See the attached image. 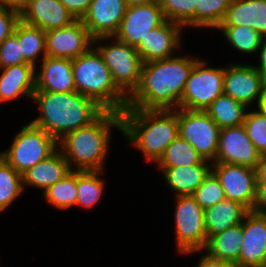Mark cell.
<instances>
[{
	"label": "cell",
	"mask_w": 266,
	"mask_h": 267,
	"mask_svg": "<svg viewBox=\"0 0 266 267\" xmlns=\"http://www.w3.org/2000/svg\"><path fill=\"white\" fill-rule=\"evenodd\" d=\"M178 109L179 136L188 141L204 160L214 162L219 147V126L205 111Z\"/></svg>",
	"instance_id": "cell-10"
},
{
	"label": "cell",
	"mask_w": 266,
	"mask_h": 267,
	"mask_svg": "<svg viewBox=\"0 0 266 267\" xmlns=\"http://www.w3.org/2000/svg\"><path fill=\"white\" fill-rule=\"evenodd\" d=\"M36 75V89L55 93L76 91L72 59L43 57Z\"/></svg>",
	"instance_id": "cell-20"
},
{
	"label": "cell",
	"mask_w": 266,
	"mask_h": 267,
	"mask_svg": "<svg viewBox=\"0 0 266 267\" xmlns=\"http://www.w3.org/2000/svg\"><path fill=\"white\" fill-rule=\"evenodd\" d=\"M46 56L74 59L87 52L94 39L81 20L45 32Z\"/></svg>",
	"instance_id": "cell-14"
},
{
	"label": "cell",
	"mask_w": 266,
	"mask_h": 267,
	"mask_svg": "<svg viewBox=\"0 0 266 267\" xmlns=\"http://www.w3.org/2000/svg\"><path fill=\"white\" fill-rule=\"evenodd\" d=\"M124 0H92L82 23L93 39L114 37L126 12Z\"/></svg>",
	"instance_id": "cell-17"
},
{
	"label": "cell",
	"mask_w": 266,
	"mask_h": 267,
	"mask_svg": "<svg viewBox=\"0 0 266 267\" xmlns=\"http://www.w3.org/2000/svg\"><path fill=\"white\" fill-rule=\"evenodd\" d=\"M0 76V103L21 95L32 98L36 89V69L31 64L2 68Z\"/></svg>",
	"instance_id": "cell-21"
},
{
	"label": "cell",
	"mask_w": 266,
	"mask_h": 267,
	"mask_svg": "<svg viewBox=\"0 0 266 267\" xmlns=\"http://www.w3.org/2000/svg\"><path fill=\"white\" fill-rule=\"evenodd\" d=\"M49 204L60 209H67L77 202V171L72 170L63 179L43 191Z\"/></svg>",
	"instance_id": "cell-30"
},
{
	"label": "cell",
	"mask_w": 266,
	"mask_h": 267,
	"mask_svg": "<svg viewBox=\"0 0 266 267\" xmlns=\"http://www.w3.org/2000/svg\"><path fill=\"white\" fill-rule=\"evenodd\" d=\"M261 156L243 125L220 130L219 147L214 163L237 164L255 169Z\"/></svg>",
	"instance_id": "cell-15"
},
{
	"label": "cell",
	"mask_w": 266,
	"mask_h": 267,
	"mask_svg": "<svg viewBox=\"0 0 266 267\" xmlns=\"http://www.w3.org/2000/svg\"><path fill=\"white\" fill-rule=\"evenodd\" d=\"M75 18L82 20L87 13L92 0H59Z\"/></svg>",
	"instance_id": "cell-40"
},
{
	"label": "cell",
	"mask_w": 266,
	"mask_h": 267,
	"mask_svg": "<svg viewBox=\"0 0 266 267\" xmlns=\"http://www.w3.org/2000/svg\"><path fill=\"white\" fill-rule=\"evenodd\" d=\"M203 60H196L182 93L179 108L205 111L223 94L225 68L205 67Z\"/></svg>",
	"instance_id": "cell-7"
},
{
	"label": "cell",
	"mask_w": 266,
	"mask_h": 267,
	"mask_svg": "<svg viewBox=\"0 0 266 267\" xmlns=\"http://www.w3.org/2000/svg\"><path fill=\"white\" fill-rule=\"evenodd\" d=\"M220 25H245L266 36V0H232Z\"/></svg>",
	"instance_id": "cell-23"
},
{
	"label": "cell",
	"mask_w": 266,
	"mask_h": 267,
	"mask_svg": "<svg viewBox=\"0 0 266 267\" xmlns=\"http://www.w3.org/2000/svg\"><path fill=\"white\" fill-rule=\"evenodd\" d=\"M121 117V133L144 153L148 161L158 162L167 146L179 135L178 109L126 108Z\"/></svg>",
	"instance_id": "cell-3"
},
{
	"label": "cell",
	"mask_w": 266,
	"mask_h": 267,
	"mask_svg": "<svg viewBox=\"0 0 266 267\" xmlns=\"http://www.w3.org/2000/svg\"><path fill=\"white\" fill-rule=\"evenodd\" d=\"M58 151L22 174L23 188L24 185H32L45 191L72 171L68 161Z\"/></svg>",
	"instance_id": "cell-22"
},
{
	"label": "cell",
	"mask_w": 266,
	"mask_h": 267,
	"mask_svg": "<svg viewBox=\"0 0 266 267\" xmlns=\"http://www.w3.org/2000/svg\"><path fill=\"white\" fill-rule=\"evenodd\" d=\"M107 65L116 86L129 97L138 87L143 61L135 47L116 38L113 45L96 48Z\"/></svg>",
	"instance_id": "cell-9"
},
{
	"label": "cell",
	"mask_w": 266,
	"mask_h": 267,
	"mask_svg": "<svg viewBox=\"0 0 266 267\" xmlns=\"http://www.w3.org/2000/svg\"><path fill=\"white\" fill-rule=\"evenodd\" d=\"M266 91V79L255 66L232 64L225 68L223 94L251 105L258 98V108Z\"/></svg>",
	"instance_id": "cell-13"
},
{
	"label": "cell",
	"mask_w": 266,
	"mask_h": 267,
	"mask_svg": "<svg viewBox=\"0 0 266 267\" xmlns=\"http://www.w3.org/2000/svg\"><path fill=\"white\" fill-rule=\"evenodd\" d=\"M246 134L261 155H266V115L258 108L247 112L244 124Z\"/></svg>",
	"instance_id": "cell-36"
},
{
	"label": "cell",
	"mask_w": 266,
	"mask_h": 267,
	"mask_svg": "<svg viewBox=\"0 0 266 267\" xmlns=\"http://www.w3.org/2000/svg\"><path fill=\"white\" fill-rule=\"evenodd\" d=\"M27 2L28 0H0V6L20 12L26 6Z\"/></svg>",
	"instance_id": "cell-45"
},
{
	"label": "cell",
	"mask_w": 266,
	"mask_h": 267,
	"mask_svg": "<svg viewBox=\"0 0 266 267\" xmlns=\"http://www.w3.org/2000/svg\"><path fill=\"white\" fill-rule=\"evenodd\" d=\"M205 160L201 164L178 166V167H158L163 172L166 182L170 188L178 194L176 196L193 195L197 187L211 172L212 165Z\"/></svg>",
	"instance_id": "cell-24"
},
{
	"label": "cell",
	"mask_w": 266,
	"mask_h": 267,
	"mask_svg": "<svg viewBox=\"0 0 266 267\" xmlns=\"http://www.w3.org/2000/svg\"><path fill=\"white\" fill-rule=\"evenodd\" d=\"M111 126L122 131L121 113L104 111L90 125L69 132L57 141L71 170L102 171L104 169ZM72 163L76 165L75 169L72 168Z\"/></svg>",
	"instance_id": "cell-4"
},
{
	"label": "cell",
	"mask_w": 266,
	"mask_h": 267,
	"mask_svg": "<svg viewBox=\"0 0 266 267\" xmlns=\"http://www.w3.org/2000/svg\"><path fill=\"white\" fill-rule=\"evenodd\" d=\"M19 20V11L0 6V44L14 32Z\"/></svg>",
	"instance_id": "cell-39"
},
{
	"label": "cell",
	"mask_w": 266,
	"mask_h": 267,
	"mask_svg": "<svg viewBox=\"0 0 266 267\" xmlns=\"http://www.w3.org/2000/svg\"><path fill=\"white\" fill-rule=\"evenodd\" d=\"M127 7L133 6V5H140V4H146L152 1L156 0H124Z\"/></svg>",
	"instance_id": "cell-46"
},
{
	"label": "cell",
	"mask_w": 266,
	"mask_h": 267,
	"mask_svg": "<svg viewBox=\"0 0 266 267\" xmlns=\"http://www.w3.org/2000/svg\"><path fill=\"white\" fill-rule=\"evenodd\" d=\"M193 58L177 57L143 63L138 87L128 97L126 108L165 110L179 108Z\"/></svg>",
	"instance_id": "cell-1"
},
{
	"label": "cell",
	"mask_w": 266,
	"mask_h": 267,
	"mask_svg": "<svg viewBox=\"0 0 266 267\" xmlns=\"http://www.w3.org/2000/svg\"><path fill=\"white\" fill-rule=\"evenodd\" d=\"M238 267H266V214H246Z\"/></svg>",
	"instance_id": "cell-16"
},
{
	"label": "cell",
	"mask_w": 266,
	"mask_h": 267,
	"mask_svg": "<svg viewBox=\"0 0 266 267\" xmlns=\"http://www.w3.org/2000/svg\"><path fill=\"white\" fill-rule=\"evenodd\" d=\"M197 267H234L218 259L210 257L207 253L201 258Z\"/></svg>",
	"instance_id": "cell-42"
},
{
	"label": "cell",
	"mask_w": 266,
	"mask_h": 267,
	"mask_svg": "<svg viewBox=\"0 0 266 267\" xmlns=\"http://www.w3.org/2000/svg\"><path fill=\"white\" fill-rule=\"evenodd\" d=\"M205 160L195 148L179 135L167 146L157 162L158 167H178L201 164Z\"/></svg>",
	"instance_id": "cell-29"
},
{
	"label": "cell",
	"mask_w": 266,
	"mask_h": 267,
	"mask_svg": "<svg viewBox=\"0 0 266 267\" xmlns=\"http://www.w3.org/2000/svg\"><path fill=\"white\" fill-rule=\"evenodd\" d=\"M175 211L176 244L179 253L200 252L207 244L204 210L192 195L177 196Z\"/></svg>",
	"instance_id": "cell-8"
},
{
	"label": "cell",
	"mask_w": 266,
	"mask_h": 267,
	"mask_svg": "<svg viewBox=\"0 0 266 267\" xmlns=\"http://www.w3.org/2000/svg\"><path fill=\"white\" fill-rule=\"evenodd\" d=\"M266 184H257L256 199L252 211L266 214Z\"/></svg>",
	"instance_id": "cell-41"
},
{
	"label": "cell",
	"mask_w": 266,
	"mask_h": 267,
	"mask_svg": "<svg viewBox=\"0 0 266 267\" xmlns=\"http://www.w3.org/2000/svg\"><path fill=\"white\" fill-rule=\"evenodd\" d=\"M259 109L266 115V91L262 98L261 104L259 106Z\"/></svg>",
	"instance_id": "cell-47"
},
{
	"label": "cell",
	"mask_w": 266,
	"mask_h": 267,
	"mask_svg": "<svg viewBox=\"0 0 266 267\" xmlns=\"http://www.w3.org/2000/svg\"><path fill=\"white\" fill-rule=\"evenodd\" d=\"M13 33L18 37L21 54L28 64L35 67V59L42 51L46 57L45 31L20 19Z\"/></svg>",
	"instance_id": "cell-28"
},
{
	"label": "cell",
	"mask_w": 266,
	"mask_h": 267,
	"mask_svg": "<svg viewBox=\"0 0 266 267\" xmlns=\"http://www.w3.org/2000/svg\"><path fill=\"white\" fill-rule=\"evenodd\" d=\"M166 20L195 27L196 0H158Z\"/></svg>",
	"instance_id": "cell-35"
},
{
	"label": "cell",
	"mask_w": 266,
	"mask_h": 267,
	"mask_svg": "<svg viewBox=\"0 0 266 267\" xmlns=\"http://www.w3.org/2000/svg\"><path fill=\"white\" fill-rule=\"evenodd\" d=\"M92 48L72 59L76 92L93 99L105 111L122 113L128 97L114 83L101 54Z\"/></svg>",
	"instance_id": "cell-5"
},
{
	"label": "cell",
	"mask_w": 266,
	"mask_h": 267,
	"mask_svg": "<svg viewBox=\"0 0 266 267\" xmlns=\"http://www.w3.org/2000/svg\"><path fill=\"white\" fill-rule=\"evenodd\" d=\"M165 20L158 0L146 4L129 6L126 8L125 15L116 35L114 37L96 38L93 43L100 42L102 39L104 41L108 38H117L132 47H136L148 32L160 26Z\"/></svg>",
	"instance_id": "cell-11"
},
{
	"label": "cell",
	"mask_w": 266,
	"mask_h": 267,
	"mask_svg": "<svg viewBox=\"0 0 266 267\" xmlns=\"http://www.w3.org/2000/svg\"><path fill=\"white\" fill-rule=\"evenodd\" d=\"M243 240V223L236 224L212 236L204 248L207 254L234 267H238V259Z\"/></svg>",
	"instance_id": "cell-26"
},
{
	"label": "cell",
	"mask_w": 266,
	"mask_h": 267,
	"mask_svg": "<svg viewBox=\"0 0 266 267\" xmlns=\"http://www.w3.org/2000/svg\"><path fill=\"white\" fill-rule=\"evenodd\" d=\"M232 0H196L195 27L218 28Z\"/></svg>",
	"instance_id": "cell-32"
},
{
	"label": "cell",
	"mask_w": 266,
	"mask_h": 267,
	"mask_svg": "<svg viewBox=\"0 0 266 267\" xmlns=\"http://www.w3.org/2000/svg\"><path fill=\"white\" fill-rule=\"evenodd\" d=\"M57 141L43 129L29 122L16 134L11 147L3 152L4 160L19 174L53 154Z\"/></svg>",
	"instance_id": "cell-6"
},
{
	"label": "cell",
	"mask_w": 266,
	"mask_h": 267,
	"mask_svg": "<svg viewBox=\"0 0 266 267\" xmlns=\"http://www.w3.org/2000/svg\"><path fill=\"white\" fill-rule=\"evenodd\" d=\"M192 196L203 210L226 199L223 187L212 172L197 187Z\"/></svg>",
	"instance_id": "cell-37"
},
{
	"label": "cell",
	"mask_w": 266,
	"mask_h": 267,
	"mask_svg": "<svg viewBox=\"0 0 266 267\" xmlns=\"http://www.w3.org/2000/svg\"><path fill=\"white\" fill-rule=\"evenodd\" d=\"M4 161V155L3 152H0V164Z\"/></svg>",
	"instance_id": "cell-48"
},
{
	"label": "cell",
	"mask_w": 266,
	"mask_h": 267,
	"mask_svg": "<svg viewBox=\"0 0 266 267\" xmlns=\"http://www.w3.org/2000/svg\"><path fill=\"white\" fill-rule=\"evenodd\" d=\"M259 50L261 51L260 64L257 67L255 66V68L266 79V36L262 37Z\"/></svg>",
	"instance_id": "cell-43"
},
{
	"label": "cell",
	"mask_w": 266,
	"mask_h": 267,
	"mask_svg": "<svg viewBox=\"0 0 266 267\" xmlns=\"http://www.w3.org/2000/svg\"><path fill=\"white\" fill-rule=\"evenodd\" d=\"M182 25L165 20L153 28L135 47L143 63L172 57L173 50L180 47ZM181 29V30H180Z\"/></svg>",
	"instance_id": "cell-18"
},
{
	"label": "cell",
	"mask_w": 266,
	"mask_h": 267,
	"mask_svg": "<svg viewBox=\"0 0 266 267\" xmlns=\"http://www.w3.org/2000/svg\"><path fill=\"white\" fill-rule=\"evenodd\" d=\"M217 29L222 30L226 40L243 53H256L262 40V35L253 28L245 25H220Z\"/></svg>",
	"instance_id": "cell-33"
},
{
	"label": "cell",
	"mask_w": 266,
	"mask_h": 267,
	"mask_svg": "<svg viewBox=\"0 0 266 267\" xmlns=\"http://www.w3.org/2000/svg\"><path fill=\"white\" fill-rule=\"evenodd\" d=\"M20 19L45 32L64 28L75 21L59 0H28L20 11Z\"/></svg>",
	"instance_id": "cell-19"
},
{
	"label": "cell",
	"mask_w": 266,
	"mask_h": 267,
	"mask_svg": "<svg viewBox=\"0 0 266 267\" xmlns=\"http://www.w3.org/2000/svg\"><path fill=\"white\" fill-rule=\"evenodd\" d=\"M18 37L12 33L0 44V68L28 64L21 54Z\"/></svg>",
	"instance_id": "cell-38"
},
{
	"label": "cell",
	"mask_w": 266,
	"mask_h": 267,
	"mask_svg": "<svg viewBox=\"0 0 266 267\" xmlns=\"http://www.w3.org/2000/svg\"><path fill=\"white\" fill-rule=\"evenodd\" d=\"M101 171H77V202L80 207L90 208L97 204L104 190Z\"/></svg>",
	"instance_id": "cell-31"
},
{
	"label": "cell",
	"mask_w": 266,
	"mask_h": 267,
	"mask_svg": "<svg viewBox=\"0 0 266 267\" xmlns=\"http://www.w3.org/2000/svg\"><path fill=\"white\" fill-rule=\"evenodd\" d=\"M32 100L38 103L41 115L30 123L56 141L69 132L90 125L105 111L93 99L76 91L55 93L35 90Z\"/></svg>",
	"instance_id": "cell-2"
},
{
	"label": "cell",
	"mask_w": 266,
	"mask_h": 267,
	"mask_svg": "<svg viewBox=\"0 0 266 267\" xmlns=\"http://www.w3.org/2000/svg\"><path fill=\"white\" fill-rule=\"evenodd\" d=\"M257 184H266V155H262L256 168Z\"/></svg>",
	"instance_id": "cell-44"
},
{
	"label": "cell",
	"mask_w": 266,
	"mask_h": 267,
	"mask_svg": "<svg viewBox=\"0 0 266 267\" xmlns=\"http://www.w3.org/2000/svg\"><path fill=\"white\" fill-rule=\"evenodd\" d=\"M211 172L224 189L225 198L244 205L252 210L257 190L254 168L229 163H213Z\"/></svg>",
	"instance_id": "cell-12"
},
{
	"label": "cell",
	"mask_w": 266,
	"mask_h": 267,
	"mask_svg": "<svg viewBox=\"0 0 266 267\" xmlns=\"http://www.w3.org/2000/svg\"><path fill=\"white\" fill-rule=\"evenodd\" d=\"M249 210L242 204L225 199L204 210L207 241L225 229L242 223Z\"/></svg>",
	"instance_id": "cell-25"
},
{
	"label": "cell",
	"mask_w": 266,
	"mask_h": 267,
	"mask_svg": "<svg viewBox=\"0 0 266 267\" xmlns=\"http://www.w3.org/2000/svg\"><path fill=\"white\" fill-rule=\"evenodd\" d=\"M245 111L244 104L225 94L218 96L205 110L220 129L243 125Z\"/></svg>",
	"instance_id": "cell-27"
},
{
	"label": "cell",
	"mask_w": 266,
	"mask_h": 267,
	"mask_svg": "<svg viewBox=\"0 0 266 267\" xmlns=\"http://www.w3.org/2000/svg\"><path fill=\"white\" fill-rule=\"evenodd\" d=\"M23 189L22 175L4 160L0 164V212L15 201Z\"/></svg>",
	"instance_id": "cell-34"
}]
</instances>
